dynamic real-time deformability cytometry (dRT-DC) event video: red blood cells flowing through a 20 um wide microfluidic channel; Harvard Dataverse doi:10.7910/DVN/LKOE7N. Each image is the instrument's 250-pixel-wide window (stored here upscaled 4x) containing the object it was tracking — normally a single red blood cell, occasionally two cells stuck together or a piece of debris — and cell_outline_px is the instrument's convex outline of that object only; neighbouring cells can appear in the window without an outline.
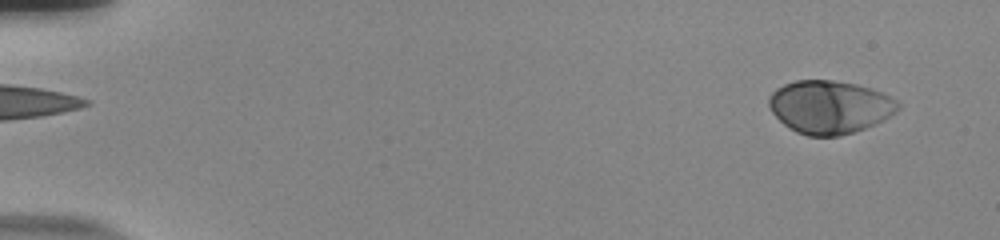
{"species": "human", "species_latin": "Homo sapiens", "temperature_condition": "room temperature", "stored_images_in_passage": 55, "camera_frame_rate_fps": 3000, "um_per_image_px": 0.085, "donor": {"sex": "male"}, "frame": {"image": 1, "passage_image": 3, "time_ms": 0.667, "image_size_px": [1000, 240], "cell_outline_px": [[900, 108], [896, 112], [876, 124], [840, 136], [808, 136], [796, 132], [788, 128], [772, 112], [768, 104], [768, 96], [776, 88], [784, 84], [796, 80], [832, 80], [856, 84], [880, 92], [896, 100], [900, 104]], "centroid_in_image_um": [70.5, 9.1], "position_along_channel_um": 14.5, "area_um2": 39.88}}
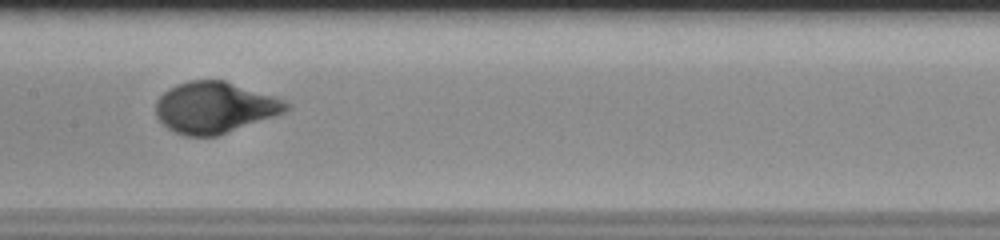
{"frame": {"image": 2, "passage_image": 29, "time_ms": 9.333, "image_size_px": [1000, 240], "cell_outline_px": [[288, 108], [284, 112], [216, 136], [184, 136], [168, 128], [156, 116], [156, 100], [168, 88], [176, 84], [188, 80], [224, 80], [276, 96], [284, 100], [288, 104]], "centroid_in_image_um": [18.22, 9.12], "position_along_channel_um": 189.2, "area_um2": 38.67}}
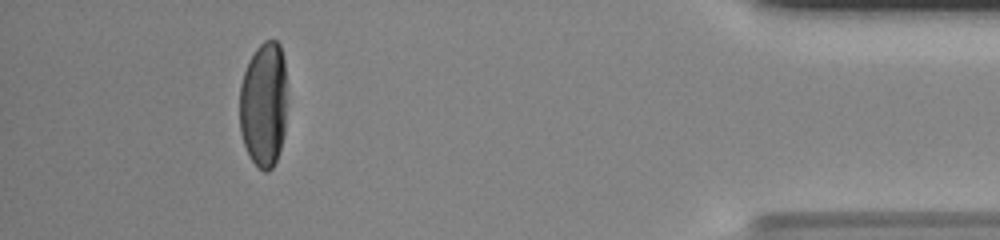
{"frame": {"image": 3, "passage_image": 51, "time_ms": 16.667, "image_size_px": [1000, 240], "cell_outline_px": [[288, 100], [284, 136], [276, 160], [272, 168], [268, 172], [264, 172], [248, 156], [240, 132], [240, 84], [248, 60], [256, 48], [264, 40], [276, 40], [280, 44], [284, 60]], "centroid_in_image_um": [22.44, 8.86], "position_along_channel_um": 412.8, "area_um2": 35.55}, "authors_computed_cell_mechanics": {"area_um2": 38.6682, "velocity_mm_per_s": 3.7118, "shape_relaxation_time_tau1_ms": 3.0562, "shape_relaxation_time_tau2_ms": null, "deformation_change_tau1": 0.1754, "deformation_change_tau2": null}}